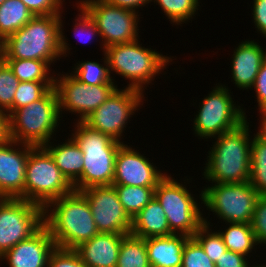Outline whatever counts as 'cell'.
Instances as JSON below:
<instances>
[{"label": "cell", "mask_w": 266, "mask_h": 267, "mask_svg": "<svg viewBox=\"0 0 266 267\" xmlns=\"http://www.w3.org/2000/svg\"><path fill=\"white\" fill-rule=\"evenodd\" d=\"M62 15L34 16L25 26L7 36L0 45L2 59H33L52 62L70 50L62 32Z\"/></svg>", "instance_id": "1"}, {"label": "cell", "mask_w": 266, "mask_h": 267, "mask_svg": "<svg viewBox=\"0 0 266 267\" xmlns=\"http://www.w3.org/2000/svg\"><path fill=\"white\" fill-rule=\"evenodd\" d=\"M44 225L56 247L65 249H75L99 233L87 198L76 190L44 208Z\"/></svg>", "instance_id": "2"}, {"label": "cell", "mask_w": 266, "mask_h": 267, "mask_svg": "<svg viewBox=\"0 0 266 267\" xmlns=\"http://www.w3.org/2000/svg\"><path fill=\"white\" fill-rule=\"evenodd\" d=\"M247 119L217 136L209 151L204 178L211 183H244L250 180L251 139Z\"/></svg>", "instance_id": "3"}, {"label": "cell", "mask_w": 266, "mask_h": 267, "mask_svg": "<svg viewBox=\"0 0 266 267\" xmlns=\"http://www.w3.org/2000/svg\"><path fill=\"white\" fill-rule=\"evenodd\" d=\"M76 124L71 138L82 150L84 164L81 177L73 184L74 190L112 185L117 151L123 142L90 128L83 121Z\"/></svg>", "instance_id": "4"}, {"label": "cell", "mask_w": 266, "mask_h": 267, "mask_svg": "<svg viewBox=\"0 0 266 267\" xmlns=\"http://www.w3.org/2000/svg\"><path fill=\"white\" fill-rule=\"evenodd\" d=\"M60 117L58 95L53 87L40 99L8 116L10 139L35 147L44 146L52 140Z\"/></svg>", "instance_id": "5"}, {"label": "cell", "mask_w": 266, "mask_h": 267, "mask_svg": "<svg viewBox=\"0 0 266 267\" xmlns=\"http://www.w3.org/2000/svg\"><path fill=\"white\" fill-rule=\"evenodd\" d=\"M104 54L110 74L114 71L122 75L130 80L129 88L140 91H144V85L150 84L152 79L166 68L169 61H172L168 56H163L151 48L140 46L138 39L129 43L111 45L105 48Z\"/></svg>", "instance_id": "6"}, {"label": "cell", "mask_w": 266, "mask_h": 267, "mask_svg": "<svg viewBox=\"0 0 266 267\" xmlns=\"http://www.w3.org/2000/svg\"><path fill=\"white\" fill-rule=\"evenodd\" d=\"M25 176L24 200L42 208L74 190L43 146L34 147L29 152Z\"/></svg>", "instance_id": "7"}, {"label": "cell", "mask_w": 266, "mask_h": 267, "mask_svg": "<svg viewBox=\"0 0 266 267\" xmlns=\"http://www.w3.org/2000/svg\"><path fill=\"white\" fill-rule=\"evenodd\" d=\"M184 184L165 175L154 190V197L163 208L174 234L193 237L204 224L199 205Z\"/></svg>", "instance_id": "8"}, {"label": "cell", "mask_w": 266, "mask_h": 267, "mask_svg": "<svg viewBox=\"0 0 266 267\" xmlns=\"http://www.w3.org/2000/svg\"><path fill=\"white\" fill-rule=\"evenodd\" d=\"M214 185V186H212ZM201 191V201L207 210L216 213L225 223L251 224L254 207L260 194L249 181L215 183Z\"/></svg>", "instance_id": "9"}, {"label": "cell", "mask_w": 266, "mask_h": 267, "mask_svg": "<svg viewBox=\"0 0 266 267\" xmlns=\"http://www.w3.org/2000/svg\"><path fill=\"white\" fill-rule=\"evenodd\" d=\"M44 225V208L20 198H0V257Z\"/></svg>", "instance_id": "10"}, {"label": "cell", "mask_w": 266, "mask_h": 267, "mask_svg": "<svg viewBox=\"0 0 266 267\" xmlns=\"http://www.w3.org/2000/svg\"><path fill=\"white\" fill-rule=\"evenodd\" d=\"M224 86V87H223ZM217 85L206 96L194 119V132L205 139L217 137L230 131L246 120V114L240 106H234L230 90L225 85Z\"/></svg>", "instance_id": "11"}, {"label": "cell", "mask_w": 266, "mask_h": 267, "mask_svg": "<svg viewBox=\"0 0 266 267\" xmlns=\"http://www.w3.org/2000/svg\"><path fill=\"white\" fill-rule=\"evenodd\" d=\"M78 3L94 20L100 37L103 51L105 48L135 41L138 38V12L114 6L103 0H82ZM138 31V32H137Z\"/></svg>", "instance_id": "12"}, {"label": "cell", "mask_w": 266, "mask_h": 267, "mask_svg": "<svg viewBox=\"0 0 266 267\" xmlns=\"http://www.w3.org/2000/svg\"><path fill=\"white\" fill-rule=\"evenodd\" d=\"M143 95V91L127 86L123 90L117 88L83 122L90 128L120 141L129 118L138 109L141 102H143Z\"/></svg>", "instance_id": "13"}, {"label": "cell", "mask_w": 266, "mask_h": 267, "mask_svg": "<svg viewBox=\"0 0 266 267\" xmlns=\"http://www.w3.org/2000/svg\"><path fill=\"white\" fill-rule=\"evenodd\" d=\"M69 74L54 78V88L58 95L60 114L65 109L78 113L80 117L77 121H84L117 89L115 84L89 86L76 79L72 73Z\"/></svg>", "instance_id": "14"}, {"label": "cell", "mask_w": 266, "mask_h": 267, "mask_svg": "<svg viewBox=\"0 0 266 267\" xmlns=\"http://www.w3.org/2000/svg\"><path fill=\"white\" fill-rule=\"evenodd\" d=\"M81 192L88 200L99 233H131L132 219L119 201L114 185L88 187Z\"/></svg>", "instance_id": "15"}, {"label": "cell", "mask_w": 266, "mask_h": 267, "mask_svg": "<svg viewBox=\"0 0 266 267\" xmlns=\"http://www.w3.org/2000/svg\"><path fill=\"white\" fill-rule=\"evenodd\" d=\"M165 175L149 159L123 143L117 151L112 185L157 187Z\"/></svg>", "instance_id": "16"}, {"label": "cell", "mask_w": 266, "mask_h": 267, "mask_svg": "<svg viewBox=\"0 0 266 267\" xmlns=\"http://www.w3.org/2000/svg\"><path fill=\"white\" fill-rule=\"evenodd\" d=\"M34 147L12 139L0 144V198L24 199L26 163Z\"/></svg>", "instance_id": "17"}, {"label": "cell", "mask_w": 266, "mask_h": 267, "mask_svg": "<svg viewBox=\"0 0 266 267\" xmlns=\"http://www.w3.org/2000/svg\"><path fill=\"white\" fill-rule=\"evenodd\" d=\"M55 248L56 244L49 230L43 225L31 237L6 251L0 259H6L9 267H47Z\"/></svg>", "instance_id": "18"}, {"label": "cell", "mask_w": 266, "mask_h": 267, "mask_svg": "<svg viewBox=\"0 0 266 267\" xmlns=\"http://www.w3.org/2000/svg\"><path fill=\"white\" fill-rule=\"evenodd\" d=\"M232 78L241 89L253 88L256 76L266 61V52L254 40L243 41L236 47L232 55Z\"/></svg>", "instance_id": "19"}, {"label": "cell", "mask_w": 266, "mask_h": 267, "mask_svg": "<svg viewBox=\"0 0 266 267\" xmlns=\"http://www.w3.org/2000/svg\"><path fill=\"white\" fill-rule=\"evenodd\" d=\"M125 235L98 233L75 250L87 267H116L120 245Z\"/></svg>", "instance_id": "20"}, {"label": "cell", "mask_w": 266, "mask_h": 267, "mask_svg": "<svg viewBox=\"0 0 266 267\" xmlns=\"http://www.w3.org/2000/svg\"><path fill=\"white\" fill-rule=\"evenodd\" d=\"M188 238L189 236L183 234L146 238L151 267H181L183 248Z\"/></svg>", "instance_id": "21"}, {"label": "cell", "mask_w": 266, "mask_h": 267, "mask_svg": "<svg viewBox=\"0 0 266 267\" xmlns=\"http://www.w3.org/2000/svg\"><path fill=\"white\" fill-rule=\"evenodd\" d=\"M131 234L144 239L174 234L155 197L132 219Z\"/></svg>", "instance_id": "22"}, {"label": "cell", "mask_w": 266, "mask_h": 267, "mask_svg": "<svg viewBox=\"0 0 266 267\" xmlns=\"http://www.w3.org/2000/svg\"><path fill=\"white\" fill-rule=\"evenodd\" d=\"M50 144V145H49ZM51 145L48 142L43 147L53 157L56 166L73 185L82 175L83 170V152L72 138L63 144Z\"/></svg>", "instance_id": "23"}, {"label": "cell", "mask_w": 266, "mask_h": 267, "mask_svg": "<svg viewBox=\"0 0 266 267\" xmlns=\"http://www.w3.org/2000/svg\"><path fill=\"white\" fill-rule=\"evenodd\" d=\"M33 17L21 0H6L0 5V42L25 26Z\"/></svg>", "instance_id": "24"}, {"label": "cell", "mask_w": 266, "mask_h": 267, "mask_svg": "<svg viewBox=\"0 0 266 267\" xmlns=\"http://www.w3.org/2000/svg\"><path fill=\"white\" fill-rule=\"evenodd\" d=\"M228 224L229 227L224 232L218 230L227 250L240 253L248 257V253H251L252 249H255L254 246L258 245L251 224Z\"/></svg>", "instance_id": "25"}, {"label": "cell", "mask_w": 266, "mask_h": 267, "mask_svg": "<svg viewBox=\"0 0 266 267\" xmlns=\"http://www.w3.org/2000/svg\"><path fill=\"white\" fill-rule=\"evenodd\" d=\"M116 267H151L144 238L127 234L120 245Z\"/></svg>", "instance_id": "26"}, {"label": "cell", "mask_w": 266, "mask_h": 267, "mask_svg": "<svg viewBox=\"0 0 266 267\" xmlns=\"http://www.w3.org/2000/svg\"><path fill=\"white\" fill-rule=\"evenodd\" d=\"M124 210L133 219L153 198L156 187L114 185Z\"/></svg>", "instance_id": "27"}, {"label": "cell", "mask_w": 266, "mask_h": 267, "mask_svg": "<svg viewBox=\"0 0 266 267\" xmlns=\"http://www.w3.org/2000/svg\"><path fill=\"white\" fill-rule=\"evenodd\" d=\"M19 81L54 82L50 66L45 61L33 59H3ZM49 72V73H48Z\"/></svg>", "instance_id": "28"}, {"label": "cell", "mask_w": 266, "mask_h": 267, "mask_svg": "<svg viewBox=\"0 0 266 267\" xmlns=\"http://www.w3.org/2000/svg\"><path fill=\"white\" fill-rule=\"evenodd\" d=\"M250 184L260 194L266 195V142L255 134L251 140Z\"/></svg>", "instance_id": "29"}, {"label": "cell", "mask_w": 266, "mask_h": 267, "mask_svg": "<svg viewBox=\"0 0 266 267\" xmlns=\"http://www.w3.org/2000/svg\"><path fill=\"white\" fill-rule=\"evenodd\" d=\"M104 65L95 61L79 62L74 68L73 76L86 85L114 84L109 72V65L104 54ZM112 78V79H111Z\"/></svg>", "instance_id": "30"}, {"label": "cell", "mask_w": 266, "mask_h": 267, "mask_svg": "<svg viewBox=\"0 0 266 267\" xmlns=\"http://www.w3.org/2000/svg\"><path fill=\"white\" fill-rule=\"evenodd\" d=\"M158 3L161 10L171 22L179 25L192 19L198 10L199 0H153ZM152 2V0H151Z\"/></svg>", "instance_id": "31"}, {"label": "cell", "mask_w": 266, "mask_h": 267, "mask_svg": "<svg viewBox=\"0 0 266 267\" xmlns=\"http://www.w3.org/2000/svg\"><path fill=\"white\" fill-rule=\"evenodd\" d=\"M19 82L9 65L0 57V110L8 116L13 112V99Z\"/></svg>", "instance_id": "32"}, {"label": "cell", "mask_w": 266, "mask_h": 267, "mask_svg": "<svg viewBox=\"0 0 266 267\" xmlns=\"http://www.w3.org/2000/svg\"><path fill=\"white\" fill-rule=\"evenodd\" d=\"M209 225V221L207 222L204 218V224L193 237L200 243L210 260L215 263L227 251V248L219 232L209 231Z\"/></svg>", "instance_id": "33"}, {"label": "cell", "mask_w": 266, "mask_h": 267, "mask_svg": "<svg viewBox=\"0 0 266 267\" xmlns=\"http://www.w3.org/2000/svg\"><path fill=\"white\" fill-rule=\"evenodd\" d=\"M54 82L20 81L13 99V111L40 99Z\"/></svg>", "instance_id": "34"}, {"label": "cell", "mask_w": 266, "mask_h": 267, "mask_svg": "<svg viewBox=\"0 0 266 267\" xmlns=\"http://www.w3.org/2000/svg\"><path fill=\"white\" fill-rule=\"evenodd\" d=\"M181 267H215V263L206 255L200 243L189 237L183 248Z\"/></svg>", "instance_id": "35"}, {"label": "cell", "mask_w": 266, "mask_h": 267, "mask_svg": "<svg viewBox=\"0 0 266 267\" xmlns=\"http://www.w3.org/2000/svg\"><path fill=\"white\" fill-rule=\"evenodd\" d=\"M257 244H266V195L257 198L251 222Z\"/></svg>", "instance_id": "36"}, {"label": "cell", "mask_w": 266, "mask_h": 267, "mask_svg": "<svg viewBox=\"0 0 266 267\" xmlns=\"http://www.w3.org/2000/svg\"><path fill=\"white\" fill-rule=\"evenodd\" d=\"M47 267H87L75 249L56 247L51 253Z\"/></svg>", "instance_id": "37"}, {"label": "cell", "mask_w": 266, "mask_h": 267, "mask_svg": "<svg viewBox=\"0 0 266 267\" xmlns=\"http://www.w3.org/2000/svg\"><path fill=\"white\" fill-rule=\"evenodd\" d=\"M34 16L61 15L62 0H21Z\"/></svg>", "instance_id": "38"}, {"label": "cell", "mask_w": 266, "mask_h": 267, "mask_svg": "<svg viewBox=\"0 0 266 267\" xmlns=\"http://www.w3.org/2000/svg\"><path fill=\"white\" fill-rule=\"evenodd\" d=\"M77 7H78V9L81 10L80 11L81 14L78 15L79 17H77L78 18V19H76L77 22L75 23V26L73 28L74 32L78 33L77 36H79V35L82 36V34H83V36L84 35L86 36L88 34L87 35L88 36L87 41H91L92 38H94V36L95 37L97 35L100 36L99 30L97 29V26H96L94 20L91 18V16L88 14V12L80 5H78ZM81 40L82 39H80V41ZM87 41H82V42L86 43Z\"/></svg>", "instance_id": "39"}, {"label": "cell", "mask_w": 266, "mask_h": 267, "mask_svg": "<svg viewBox=\"0 0 266 267\" xmlns=\"http://www.w3.org/2000/svg\"><path fill=\"white\" fill-rule=\"evenodd\" d=\"M246 256L227 250L220 258L215 262V267H251L248 266Z\"/></svg>", "instance_id": "40"}, {"label": "cell", "mask_w": 266, "mask_h": 267, "mask_svg": "<svg viewBox=\"0 0 266 267\" xmlns=\"http://www.w3.org/2000/svg\"><path fill=\"white\" fill-rule=\"evenodd\" d=\"M257 96L259 110L266 109V61L260 67L253 85Z\"/></svg>", "instance_id": "41"}, {"label": "cell", "mask_w": 266, "mask_h": 267, "mask_svg": "<svg viewBox=\"0 0 266 267\" xmlns=\"http://www.w3.org/2000/svg\"><path fill=\"white\" fill-rule=\"evenodd\" d=\"M253 21L260 33L266 37V0H253Z\"/></svg>", "instance_id": "42"}, {"label": "cell", "mask_w": 266, "mask_h": 267, "mask_svg": "<svg viewBox=\"0 0 266 267\" xmlns=\"http://www.w3.org/2000/svg\"><path fill=\"white\" fill-rule=\"evenodd\" d=\"M103 1L114 6L133 10L135 12L137 11L136 8L138 9L140 8V6L144 7L147 3L151 2V0H103Z\"/></svg>", "instance_id": "43"}, {"label": "cell", "mask_w": 266, "mask_h": 267, "mask_svg": "<svg viewBox=\"0 0 266 267\" xmlns=\"http://www.w3.org/2000/svg\"><path fill=\"white\" fill-rule=\"evenodd\" d=\"M10 139L8 114L0 110V144Z\"/></svg>", "instance_id": "44"}, {"label": "cell", "mask_w": 266, "mask_h": 267, "mask_svg": "<svg viewBox=\"0 0 266 267\" xmlns=\"http://www.w3.org/2000/svg\"><path fill=\"white\" fill-rule=\"evenodd\" d=\"M259 111L262 117L260 118L261 119L260 129L255 135L262 141L266 142V109Z\"/></svg>", "instance_id": "45"}, {"label": "cell", "mask_w": 266, "mask_h": 267, "mask_svg": "<svg viewBox=\"0 0 266 267\" xmlns=\"http://www.w3.org/2000/svg\"><path fill=\"white\" fill-rule=\"evenodd\" d=\"M6 0H0V5H2Z\"/></svg>", "instance_id": "46"}, {"label": "cell", "mask_w": 266, "mask_h": 267, "mask_svg": "<svg viewBox=\"0 0 266 267\" xmlns=\"http://www.w3.org/2000/svg\"><path fill=\"white\" fill-rule=\"evenodd\" d=\"M252 267H265V266L264 265H261V266L260 265H258V266L255 265V266H252Z\"/></svg>", "instance_id": "47"}]
</instances>
